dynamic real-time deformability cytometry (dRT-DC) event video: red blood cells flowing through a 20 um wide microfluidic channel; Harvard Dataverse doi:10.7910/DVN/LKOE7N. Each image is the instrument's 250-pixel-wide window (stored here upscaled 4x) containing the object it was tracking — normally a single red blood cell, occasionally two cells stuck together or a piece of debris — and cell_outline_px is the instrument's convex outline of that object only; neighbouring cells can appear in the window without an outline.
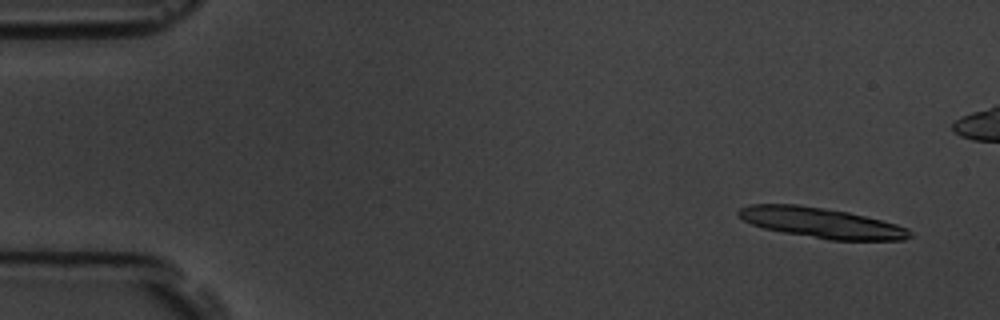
{"species": "common noctule bat (a hibernating species)", "species_latin": "Nyctalus noctula", "temperature_condition": "room temperature", "stored_images_in_passage": 7, "camera_frame_rate_fps": 3000, "um_per_image_px": 0.085, "animal": {"sex": "male", "body_mass_g": 19.5, "forearm_length_mm": 54.6}, "frame": {"image": 1, "passage_image": 1, "time_ms": 0.0, "image_size_px": [1000, 320], "cell_outline_px": [[912, 236], [904, 240], [828, 240], [784, 232], [764, 228], [752, 224], [744, 220], [736, 212], [740, 208], [752, 204], [796, 204], [824, 208], [848, 212], [896, 224], [908, 228], [912, 232]], "centroid_in_image_um": [69.83, 18.94], "position_along_channel_um": 15.2, "area_um2": 30.0}}